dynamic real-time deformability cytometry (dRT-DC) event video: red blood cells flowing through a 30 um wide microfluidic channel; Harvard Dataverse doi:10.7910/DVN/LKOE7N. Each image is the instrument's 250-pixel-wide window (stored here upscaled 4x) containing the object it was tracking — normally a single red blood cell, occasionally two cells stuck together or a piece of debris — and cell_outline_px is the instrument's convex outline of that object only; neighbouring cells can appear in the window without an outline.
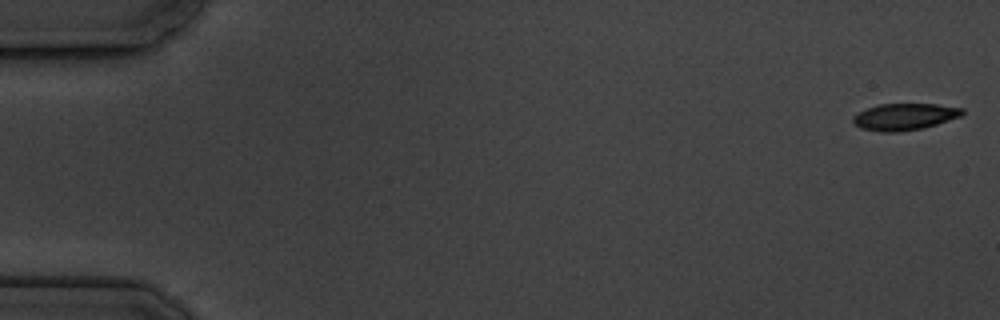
{"species": "common noctule bat (a hibernating species)", "species_latin": "Nyctalus noctula", "temperature_condition": "cold", "stored_images_in_passage": 6, "camera_frame_rate_fps": 3000, "um_per_image_px": 0.085, "animal": {"sex": "male", "body_mass_g": 19.5, "forearm_length_mm": 54.6}, "frame": {"image": 1, "passage_image": 1, "time_ms": 0.0, "image_size_px": [1000, 320], "cell_outline_px": [[964, 112], [960, 116], [924, 128], [896, 132], [880, 132], [860, 128], [852, 120], [852, 116], [868, 108], [880, 104], [936, 104], [964, 108]], "centroid_in_image_um": [76.88, 9.92], "position_along_channel_um": 8.1, "area_um2": 16.88}}
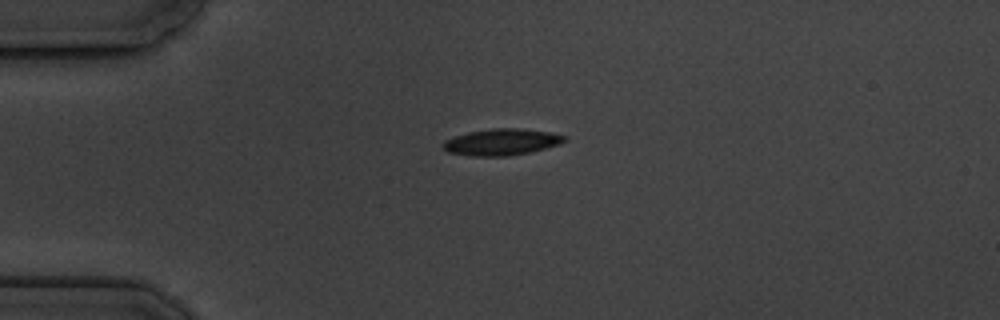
{"frame": {"image": 2, "passage_image": 4, "time_ms": 4.333, "image_size_px": [1000, 320], "cell_outline_px": [[568, 140], [560, 144], [528, 152], [508, 156], [472, 156], [448, 152], [440, 144], [444, 140], [452, 136], [468, 132], [492, 128], [520, 128], [552, 132], [568, 136]], "centroid_in_image_um": [42.63, 12.06], "position_along_channel_um": 42.4, "area_um2": 18.96}}